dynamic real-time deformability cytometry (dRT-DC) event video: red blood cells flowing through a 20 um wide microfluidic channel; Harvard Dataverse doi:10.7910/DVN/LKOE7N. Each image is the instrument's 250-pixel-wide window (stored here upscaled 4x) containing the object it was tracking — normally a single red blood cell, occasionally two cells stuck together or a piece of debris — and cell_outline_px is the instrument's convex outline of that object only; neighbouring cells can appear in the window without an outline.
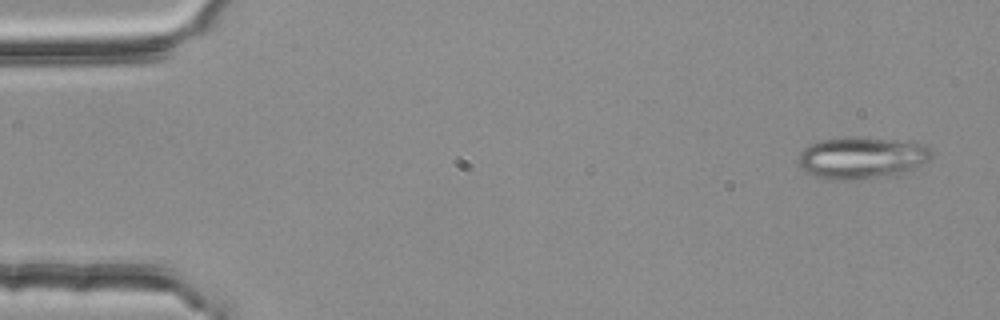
{"species": "common noctule bat (a hibernating species)", "species_latin": "Nyctalus noctula", "temperature_condition": "room temperature", "stored_images_in_passage": 5, "camera_frame_rate_fps": 3000, "um_per_image_px": 0.085, "animal": {"sex": "female", "body_mass_g": 25.1}, "frame": {"image": 1, "passage_image": 1, "time_ms": 0.0, "image_size_px": [1000, 320], "cell_outline_px": [[932, 152], [928, 160], [912, 168], [900, 172], [856, 180], [824, 180], [808, 172], [800, 164], [800, 152], [808, 144], [820, 140], [844, 136], [856, 136], [924, 144]], "centroid_in_image_um": [73.17, 13.39], "position_along_channel_um": 11.8, "area_um2": 31.91}}
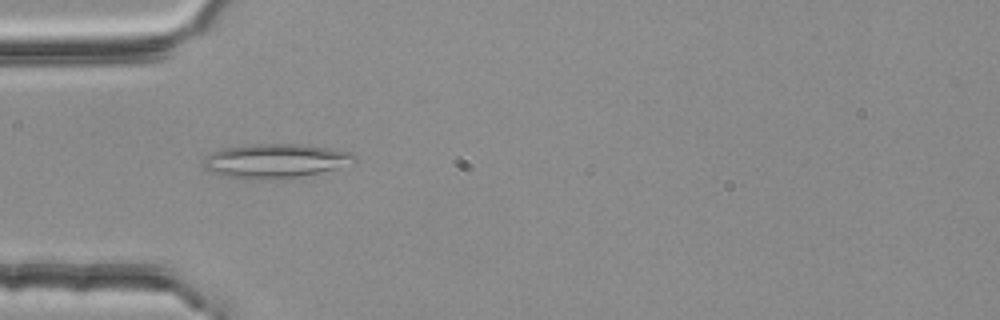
{"frame": {"image": 2, "passage_image": 4, "time_ms": 1.0, "image_size_px": [1000, 320], "cell_outline_px": [[356, 160], [332, 168], [316, 172], [296, 176], [224, 176], [212, 172], [204, 168], [204, 164], [208, 156], [212, 152], [228, 148], [252, 144], [300, 144], [328, 148], [352, 152], [356, 156]], "centroid_in_image_um": [23.41, 13.61], "position_along_channel_um": 61.6, "area_um2": 28.03}}